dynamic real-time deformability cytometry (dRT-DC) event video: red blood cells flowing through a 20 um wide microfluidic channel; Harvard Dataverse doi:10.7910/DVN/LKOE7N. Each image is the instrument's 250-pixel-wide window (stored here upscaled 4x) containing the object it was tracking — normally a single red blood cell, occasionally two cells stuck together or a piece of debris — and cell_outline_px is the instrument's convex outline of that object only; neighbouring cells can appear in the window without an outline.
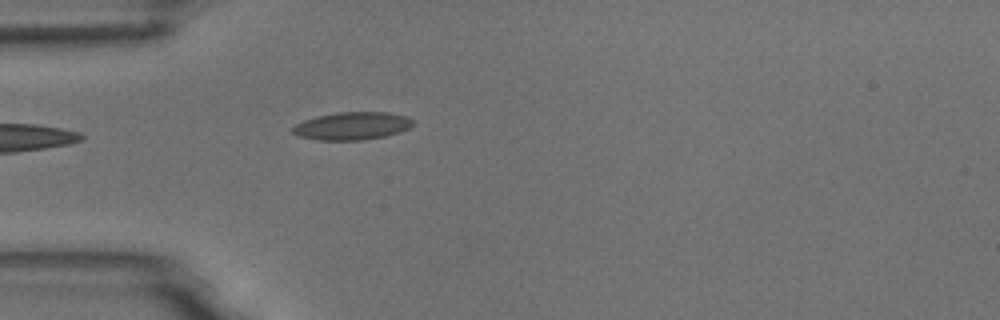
{"species": "common noctule bat (a hibernating species)", "species_latin": "Nyctalus noctula", "temperature_condition": "room temperature", "stored_images_in_passage": 9, "camera_frame_rate_fps": 3000, "um_per_image_px": 0.085, "animal": {"sex": "male", "body_mass_g": 18.8}, "frame": {"image": 1, "passage_image": 1, "time_ms": 0.0, "image_size_px": [1000, 320], "cell_outline_px": [[416, 124], [400, 132], [384, 136], [360, 140], [320, 140], [300, 136], [292, 132], [292, 128], [296, 124], [304, 120], [336, 112], [388, 112], [404, 116], [412, 120]], "centroid_in_image_um": [29.95, 10.7], "position_along_channel_um": 55.0, "area_um2": 19.25}}